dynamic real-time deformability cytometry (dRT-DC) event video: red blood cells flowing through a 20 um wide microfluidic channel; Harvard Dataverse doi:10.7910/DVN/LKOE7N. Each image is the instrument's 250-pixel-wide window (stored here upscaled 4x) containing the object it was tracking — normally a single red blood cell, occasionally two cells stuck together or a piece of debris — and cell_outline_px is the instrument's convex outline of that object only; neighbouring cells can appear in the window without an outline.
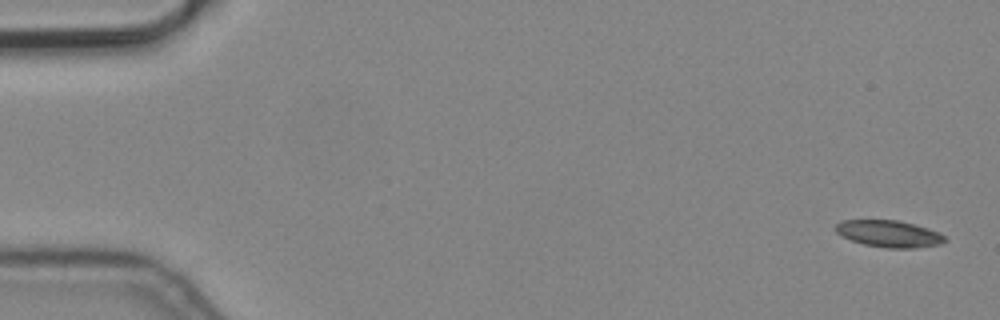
{"species": "common noctule bat (a hibernating species)", "species_latin": "Nyctalus noctula", "temperature_condition": "cold", "stored_images_in_passage": 5, "camera_frame_rate_fps": 3000, "um_per_image_px": 0.085, "animal": {"sex": "male", "body_mass_g": 19.2, "forearm_length_mm": 51.8}, "frame": {"image": 1, "passage_image": 1, "time_ms": 0.0, "image_size_px": [1000, 320], "cell_outline_px": [[948, 240], [940, 244], [916, 248], [888, 248], [864, 244], [852, 240], [836, 232], [836, 224], [840, 220], [896, 220], [912, 224], [936, 232], [944, 236]], "centroid_in_image_um": [75.55, 19.87], "position_along_channel_um": 9.5, "area_um2": 16.7}}